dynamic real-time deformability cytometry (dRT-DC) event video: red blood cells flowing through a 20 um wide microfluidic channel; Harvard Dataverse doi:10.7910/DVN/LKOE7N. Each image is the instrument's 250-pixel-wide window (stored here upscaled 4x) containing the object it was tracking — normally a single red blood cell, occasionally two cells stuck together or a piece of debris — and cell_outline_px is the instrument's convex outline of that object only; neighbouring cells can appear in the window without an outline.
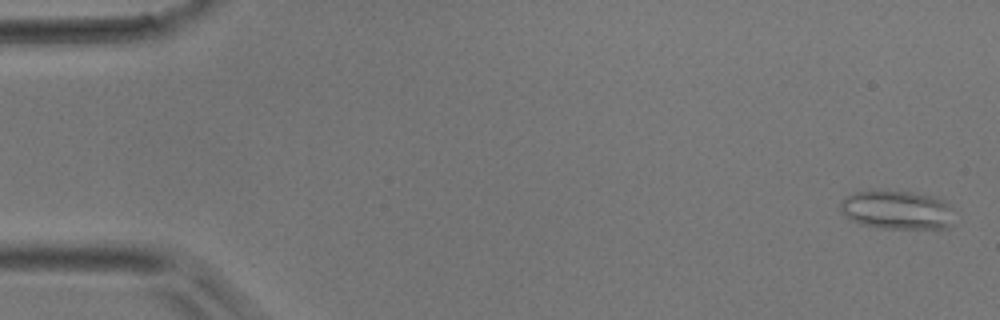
{"species": "common noctule bat (a hibernating species)", "species_latin": "Nyctalus noctula", "temperature_condition": "room temperature", "stored_images_in_passage": 48, "camera_frame_rate_fps": 3000, "um_per_image_px": 0.085, "animal": {"sex": "male", "body_mass_g": 17.9}, "frame": {"image": 1, "passage_image": 2, "time_ms": 0.333, "image_size_px": [1000, 320], "cell_outline_px": [[948, 228], [880, 228], [860, 224], [844, 216], [840, 212], [840, 200], [856, 192], [912, 192], [932, 196], [944, 200], [948, 204]], "centroid_in_image_um": [76.14, 17.86], "position_along_channel_um": 8.9, "area_um2": 24.91}}
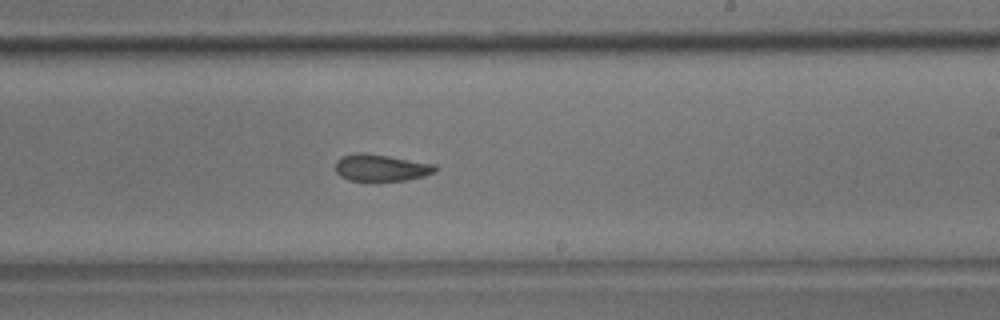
{"frame": {"image": 2, "passage_image": 29, "time_ms": 9.333, "image_size_px": [1000, 320], "cell_outline_px": [[440, 168], [436, 172], [424, 176], [408, 180], [348, 180], [340, 176], [336, 172], [336, 160], [340, 156], [356, 152], [364, 152], [436, 164]], "centroid_in_image_um": [32.41, 14.24], "position_along_channel_um": 256.6, "area_um2": 15.78}}
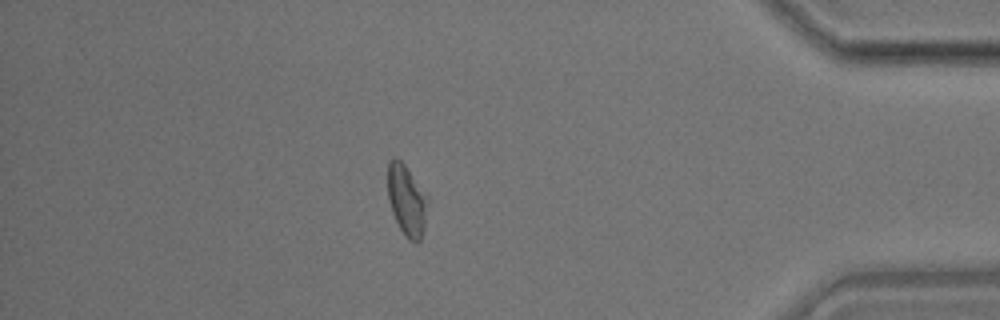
{"frame": {"image": 3, "passage_image": 42, "time_ms": 13.667, "image_size_px": [1000, 320], "cell_outline_px": [[428, 200], [424, 228], [420, 240], [416, 244], [408, 240], [404, 236], [392, 212], [388, 200], [388, 160], [392, 156], [396, 156], [404, 164], [428, 196]], "centroid_in_image_um": [34.56, 17.02], "position_along_channel_um": 400.6, "area_um2": 16.65}}